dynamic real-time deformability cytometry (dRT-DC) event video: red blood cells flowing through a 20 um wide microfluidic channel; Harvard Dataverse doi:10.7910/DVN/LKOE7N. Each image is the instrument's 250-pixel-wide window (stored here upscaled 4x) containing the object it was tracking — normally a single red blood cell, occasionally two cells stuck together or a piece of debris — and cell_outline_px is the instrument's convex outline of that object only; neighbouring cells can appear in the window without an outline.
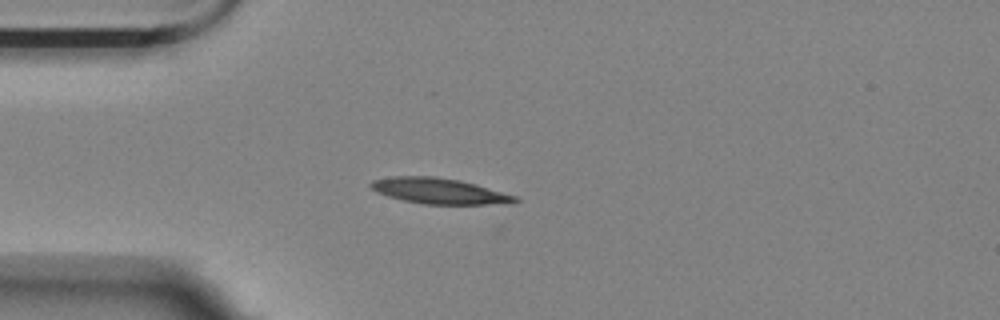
{"species": "Egyptian fruit bat (a non-hibernating species)", "species_latin": "Rousettus aegyptiacus", "temperature_condition": "room temperature", "stored_images_in_passage": 43, "camera_frame_rate_fps": 3000, "um_per_image_px": 0.085, "animal": {"sex": "female"}, "frame": {"image": 1, "passage_image": 1, "time_ms": 0.0, "image_size_px": [1000, 320], "cell_outline_px": [[520, 200], [512, 204], [424, 204], [404, 200], [388, 196], [376, 192], [368, 184], [372, 180], [392, 176], [432, 176], [460, 180], [476, 184], [516, 196]], "centroid_in_image_um": [37.34, 16.23], "position_along_channel_um": 47.7, "area_um2": 21.62}}
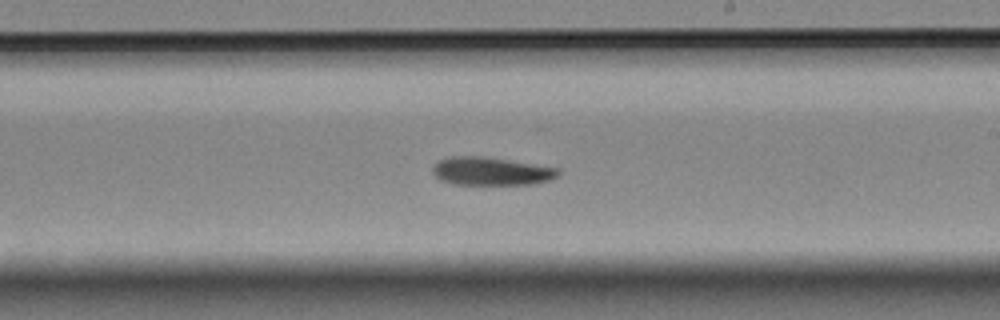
{"frame": {"image": 2, "passage_image": 19, "time_ms": 6.0, "image_size_px": [1000, 320], "cell_outline_px": [[560, 172], [556, 176], [548, 180], [536, 184], [452, 184], [440, 180], [432, 172], [432, 168], [440, 160], [448, 156], [484, 156], [560, 168]], "centroid_in_image_um": [41.74, 14.55], "position_along_channel_um": 247.3, "area_um2": 20.58}}
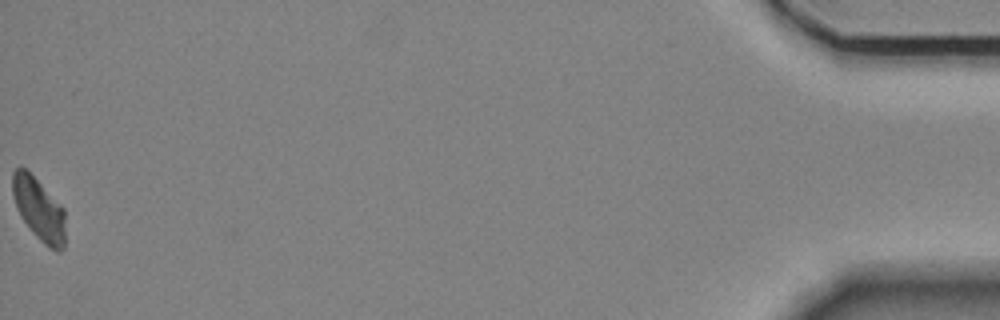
{"frame": {"image": 3, "passage_image": 43, "time_ms": 14.0, "image_size_px": [1000, 320], "cell_outline_px": [[64, 248], [60, 252], [56, 252], [48, 248], [28, 228], [20, 216], [16, 208], [12, 192], [12, 172], [16, 168], [24, 168], [64, 208]], "centroid_in_image_um": [3.29, 17.84], "position_along_channel_um": 431.9, "area_um2": 19.13}, "authors_computed_cell_mechanics": {"area_um2": 20.519, "velocity_mm_per_s": 3.5309, "shape_relaxation_time_tau1_ms": 9.2075, "shape_relaxation_time_tau2_ms": 3.128, "deformation_change_tau1": 0.197, "deformation_change_tau2": 0.0807}}